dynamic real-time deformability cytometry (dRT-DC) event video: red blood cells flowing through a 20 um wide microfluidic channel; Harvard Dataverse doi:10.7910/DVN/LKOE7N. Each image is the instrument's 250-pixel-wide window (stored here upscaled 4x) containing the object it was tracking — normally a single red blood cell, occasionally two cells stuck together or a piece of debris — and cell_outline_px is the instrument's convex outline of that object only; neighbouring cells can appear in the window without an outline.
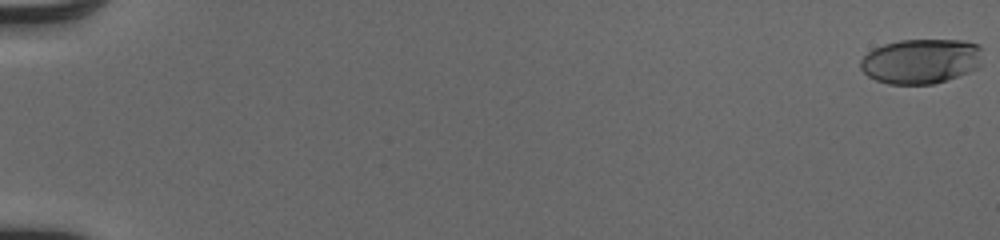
{"species": "human", "species_latin": "Homo sapiens", "temperature_condition": "cold", "stored_images_in_passage": 53, "camera_frame_rate_fps": 3000, "um_per_image_px": 0.085, "donor": {"sex": "male"}, "frame": {"image": 1, "passage_image": 1, "time_ms": 0.0, "image_size_px": [1000, 240], "cell_outline_px": [[984, 48], [980, 68], [932, 84], [888, 84], [876, 80], [868, 76], [860, 68], [860, 60], [872, 48], [884, 44], [900, 40], [960, 40], [980, 44]], "centroid_in_image_um": [78.31, 5.19], "position_along_channel_um": 6.7, "area_um2": 32.25}}
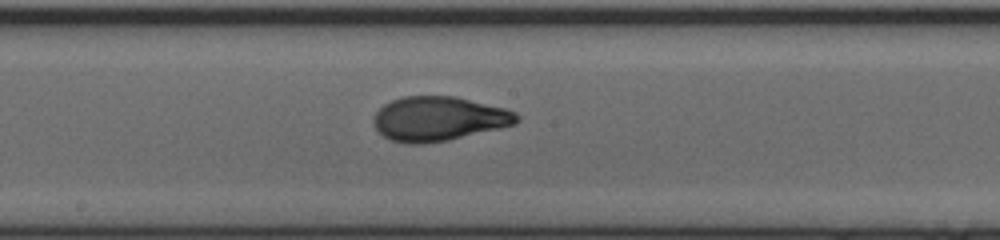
{"frame": {"image": 2, "passage_image": 31, "time_ms": 10.0, "image_size_px": [1000, 240], "cell_outline_px": [[520, 120], [516, 124], [500, 128], [448, 140], [420, 144], [408, 144], [392, 140], [384, 136], [372, 124], [372, 120], [376, 112], [384, 104], [392, 100], [404, 96], [456, 96], [504, 108], [516, 112], [520, 116]], "centroid_in_image_um": [37.29, 10.09], "position_along_channel_um": 210.9, "area_um2": 37.05}}
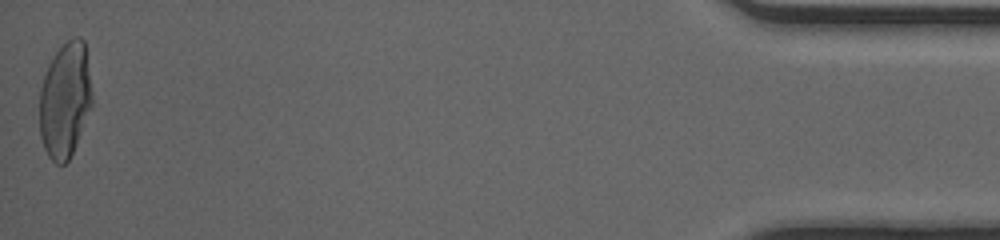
{"frame": {"image": 3, "passage_image": 53, "time_ms": 17.333, "image_size_px": [1000, 240], "cell_outline_px": [[92, 104], [72, 152], [68, 160], [64, 164], [56, 164], [48, 156], [44, 148], [40, 136], [40, 88], [48, 64], [56, 52], [72, 36], [80, 36], [84, 40], [92, 92]], "centroid_in_image_um": [5.52, 8.48], "position_along_channel_um": 429.7, "area_um2": 35.08}, "authors_computed_cell_mechanics": {"area_um2": 35.0846, "velocity_mm_per_s": 4.1284, "shape_relaxation_time_tau1_ms": 4.5044, "shape_relaxation_time_tau2_ms": 0.7794, "deformation_change_tau1": 0.2192, "deformation_change_tau2": 0.0588}}